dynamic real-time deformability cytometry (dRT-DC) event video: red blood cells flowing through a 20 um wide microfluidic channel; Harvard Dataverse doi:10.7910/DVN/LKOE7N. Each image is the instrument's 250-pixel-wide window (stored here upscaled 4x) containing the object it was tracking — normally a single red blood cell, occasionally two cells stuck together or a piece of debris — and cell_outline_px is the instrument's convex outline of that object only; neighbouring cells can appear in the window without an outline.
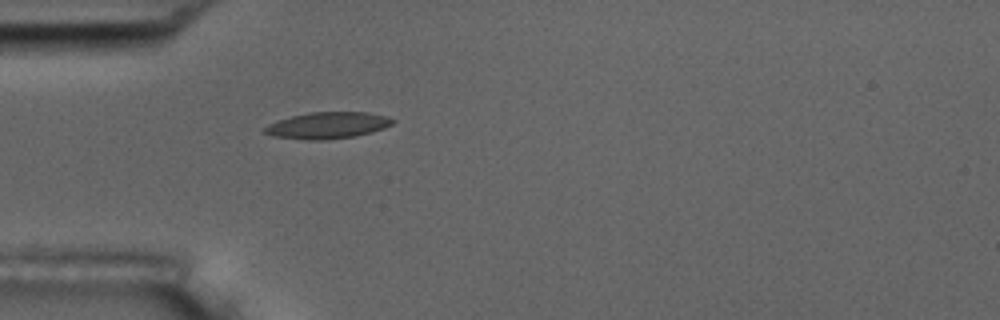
{"species": "common noctule bat (a hibernating species)", "species_latin": "Nyctalus noctula", "temperature_condition": "room temperature", "stored_images_in_passage": 1, "camera_frame_rate_fps": 3000, "um_per_image_px": 0.085, "animal": {"sex": "male", "body_mass_g": 17.5, "forearm_length_mm": 52.3}, "frame": {"image": 1, "passage_image": 1, "time_ms": 0.0, "image_size_px": [1000, 320], "cell_outline_px": [[396, 120], [392, 124], [384, 128], [372, 132], [356, 136], [324, 140], [308, 140], [272, 136], [264, 132], [264, 128], [268, 124], [292, 116], [308, 112], [368, 112], [388, 116]], "centroid_in_image_um": [27.88, 10.65], "position_along_channel_um": 57.1, "area_um2": 19.83}}